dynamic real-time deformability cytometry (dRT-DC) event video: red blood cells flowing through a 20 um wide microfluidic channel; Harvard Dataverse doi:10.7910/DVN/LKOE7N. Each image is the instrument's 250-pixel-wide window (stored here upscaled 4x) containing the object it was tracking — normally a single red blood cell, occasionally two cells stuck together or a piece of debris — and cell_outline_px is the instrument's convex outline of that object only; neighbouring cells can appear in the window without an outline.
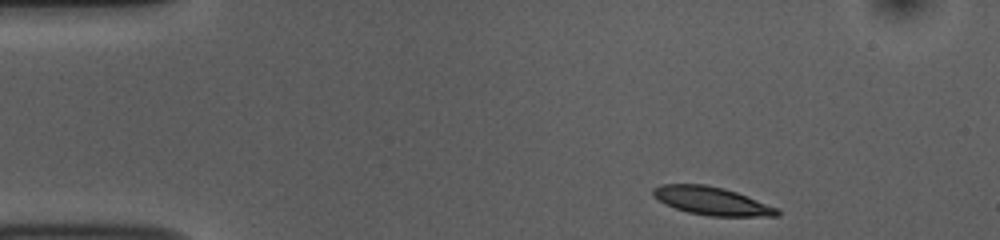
{"species": "common noctule bat (a hibernating species)", "species_latin": "Nyctalus noctula", "temperature_condition": "room temperature", "stored_images_in_passage": 47, "camera_frame_rate_fps": 3000, "um_per_image_px": 0.085, "animal": {"sex": "female", "body_mass_g": 10.0, "forearm_length_mm": 53.1}, "frame": {"image": 1, "passage_image": 1, "time_ms": 0.0, "image_size_px": [1000, 240], "cell_outline_px": [[780, 216], [708, 216], [688, 212], [664, 204], [652, 196], [652, 188], [660, 184], [704, 184], [724, 188], [736, 192], [776, 208], [780, 212]], "centroid_in_image_um": [60.43, 17.07], "position_along_channel_um": 24.6, "area_um2": 20.23}}
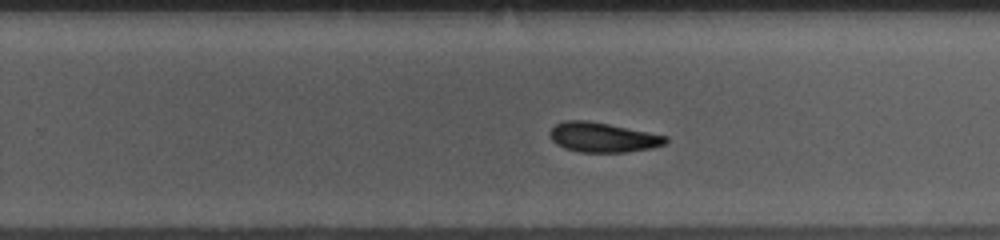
{"frame": {"image": 2, "passage_image": 27, "time_ms": 8.667, "image_size_px": [1000, 240], "cell_outline_px": [[668, 144], [652, 148], [628, 152], [580, 152], [564, 148], [556, 144], [552, 140], [548, 132], [556, 124], [564, 120], [588, 120], [668, 136]], "centroid_in_image_um": [51.25, 11.68], "position_along_channel_um": 278.6, "area_um2": 20.17}}
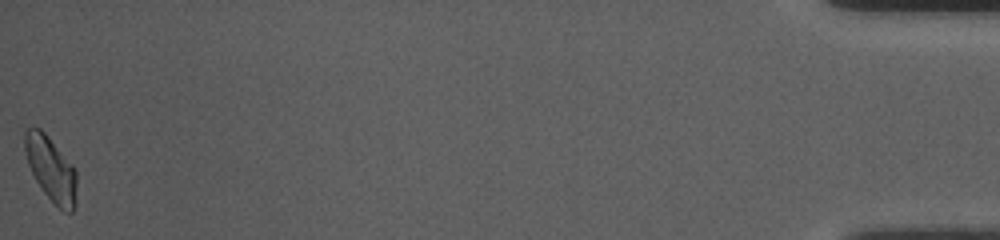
{"frame": {"image": 3, "passage_image": 47, "time_ms": 15.333, "image_size_px": [1000, 240], "cell_outline_px": [[76, 204], [72, 212], [64, 212], [44, 192], [36, 180], [28, 164], [24, 152], [24, 132], [28, 128], [40, 128], [48, 136], [76, 168]], "centroid_in_image_um": [4.34, 14.35], "position_along_channel_um": 430.9, "area_um2": 19.48}, "authors_computed_cell_mechanics": {"area_um2": 20.23, "velocity_mm_per_s": 3.7237, "shape_relaxation_time_tau1_ms": 3.2846, "shape_relaxation_time_tau2_ms": 2.0479, "deformation_change_tau1": 0.1245, "deformation_change_tau2": 0.0863}}